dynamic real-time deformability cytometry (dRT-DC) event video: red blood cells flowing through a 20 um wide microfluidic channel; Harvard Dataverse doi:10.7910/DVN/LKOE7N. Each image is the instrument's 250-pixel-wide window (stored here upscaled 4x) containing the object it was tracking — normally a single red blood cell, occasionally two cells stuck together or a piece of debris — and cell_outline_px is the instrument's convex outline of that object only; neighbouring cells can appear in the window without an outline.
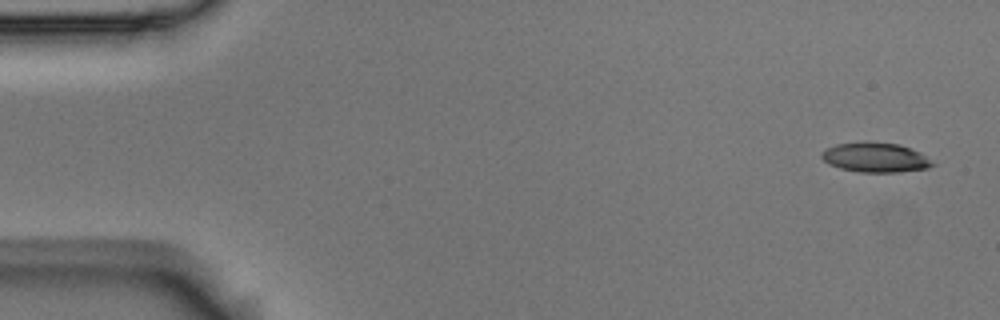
{"species": "Egyptian fruit bat (a non-hibernating species)", "species_latin": "Rousettus aegyptiacus", "temperature_condition": "room temperature", "stored_images_in_passage": 5, "camera_frame_rate_fps": 3000, "um_per_image_px": 0.085, "animal": {"sex": "male"}, "frame": {"image": 1, "passage_image": 1, "time_ms": 0.0, "image_size_px": [1000, 320], "cell_outline_px": [[936, 164], [928, 168], [896, 172], [860, 172], [840, 168], [828, 164], [820, 156], [820, 152], [836, 144], [900, 144], [920, 152]], "centroid_in_image_um": [74.42, 13.42], "position_along_channel_um": 10.6, "area_um2": 18.5}}
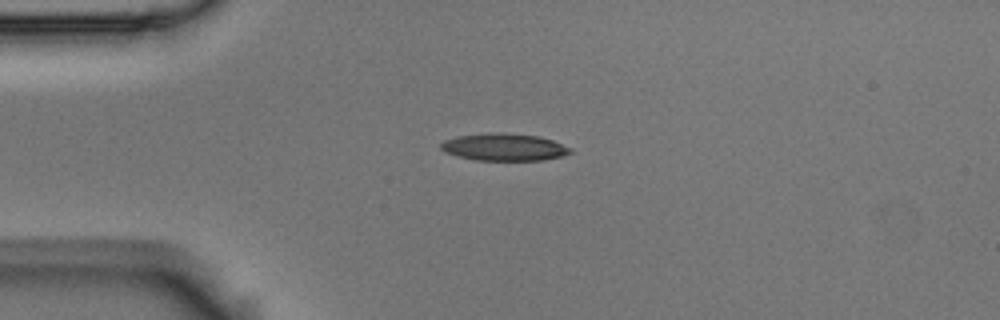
{"frame": {"image": 2, "passage_image": 4, "time_ms": 1.0, "image_size_px": [1000, 320], "cell_outline_px": [[572, 152], [564, 156], [544, 160], [476, 160], [456, 156], [444, 152], [440, 148], [440, 144], [444, 140], [460, 136], [488, 132], [500, 132], [540, 136], [552, 140], [572, 148]], "centroid_in_image_um": [42.86, 12.5], "position_along_channel_um": 42.1, "area_um2": 20.75}}